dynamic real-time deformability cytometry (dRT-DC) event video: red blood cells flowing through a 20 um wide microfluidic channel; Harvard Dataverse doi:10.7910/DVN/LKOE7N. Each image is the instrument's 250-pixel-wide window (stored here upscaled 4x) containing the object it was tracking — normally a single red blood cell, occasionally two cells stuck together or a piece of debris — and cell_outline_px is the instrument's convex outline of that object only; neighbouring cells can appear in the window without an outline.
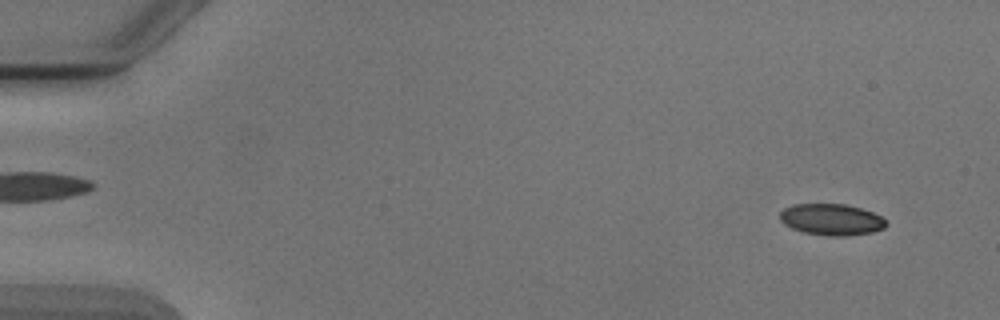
{"species": "Egyptian fruit bat (a non-hibernating species)", "species_latin": "Rousettus aegyptiacus", "temperature_condition": "cold", "stored_images_in_passage": 6, "camera_frame_rate_fps": 3000, "um_per_image_px": 0.085, "animal": {"sex": "male"}, "frame": {"image": 1, "passage_image": 1, "time_ms": 0.0, "image_size_px": [1000, 320], "cell_outline_px": [[888, 224], [884, 228], [872, 232], [848, 236], [832, 236], [804, 232], [792, 228], [784, 224], [780, 220], [780, 212], [784, 208], [792, 204], [844, 204], [860, 208], [872, 212], [888, 220]], "centroid_in_image_um": [70.69, 18.66], "position_along_channel_um": 14.3, "area_um2": 19.48}}
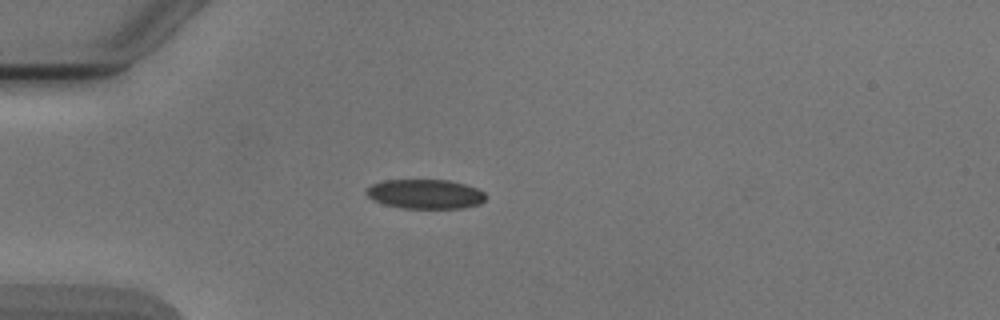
{"frame": {"image": 2, "passage_image": 4, "time_ms": 3.667, "image_size_px": [1000, 320], "cell_outline_px": [[484, 200], [480, 204], [464, 208], [400, 208], [384, 204], [372, 200], [368, 196], [368, 188], [372, 184], [384, 180], [448, 180], [464, 184], [476, 188], [484, 192]], "centroid_in_image_um": [36.15, 16.5], "position_along_channel_um": 48.9, "area_um2": 20.35}}